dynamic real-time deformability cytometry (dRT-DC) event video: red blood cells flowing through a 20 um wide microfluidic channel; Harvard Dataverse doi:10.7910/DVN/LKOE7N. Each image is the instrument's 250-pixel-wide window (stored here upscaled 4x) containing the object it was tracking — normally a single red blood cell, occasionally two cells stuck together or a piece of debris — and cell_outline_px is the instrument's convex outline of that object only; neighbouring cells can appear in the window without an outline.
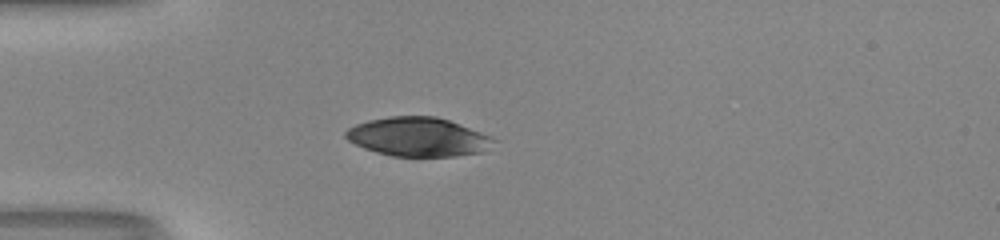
{"species": "human", "species_latin": "Homo sapiens", "temperature_condition": "room temperature", "stored_images_in_passage": 37, "camera_frame_rate_fps": 3000, "um_per_image_px": 0.085, "donor": {"sex": "male"}, "frame": {"image": 1, "passage_image": 6, "time_ms": 1.667, "image_size_px": [1000, 240], "cell_outline_px": [[500, 140], [480, 152], [456, 156], [392, 156], [376, 152], [364, 148], [348, 140], [344, 136], [344, 132], [348, 128], [356, 124], [368, 120], [388, 116], [436, 116], [448, 120], [492, 136]], "centroid_in_image_um": [35.53, 11.63], "position_along_channel_um": 49.5, "area_um2": 33.58}, "authors_computed_cell_mechanics": {"area_um2": 36.5296, "velocity_mm_per_s": 4.096, "shape_relaxation_time_tau1_ms": 2.9954, "shape_relaxation_time_tau2_ms": null, "deformation_change_tau1": 0.1826, "deformation_change_tau2": null}}